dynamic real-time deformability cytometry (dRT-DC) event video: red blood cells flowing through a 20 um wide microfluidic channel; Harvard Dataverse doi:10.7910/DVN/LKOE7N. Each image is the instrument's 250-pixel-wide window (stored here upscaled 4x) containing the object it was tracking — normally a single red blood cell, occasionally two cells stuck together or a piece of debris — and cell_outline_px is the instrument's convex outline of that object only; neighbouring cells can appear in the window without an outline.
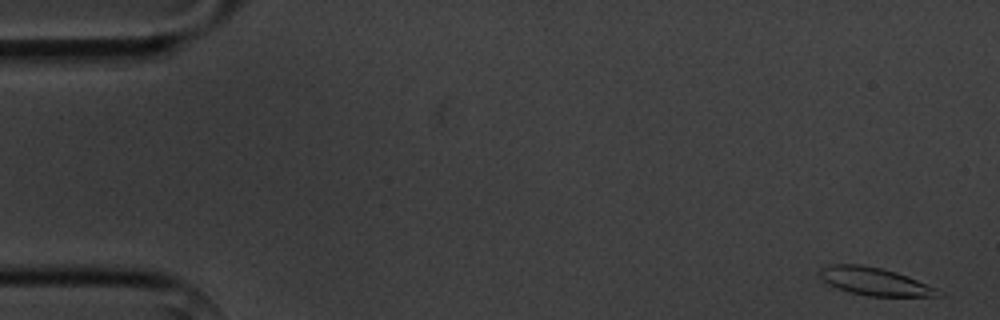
{"species": "common noctule bat (a hibernating species)", "species_latin": "Nyctalus noctula", "temperature_condition": "cold", "stored_images_in_passage": 5, "camera_frame_rate_fps": 3000, "um_per_image_px": 0.085, "animal": {"sex": "male", "body_mass_g": 20.1, "forearm_length_mm": 53.5}, "frame": {"image": 1, "passage_image": 1, "time_ms": 0.0, "image_size_px": [1000, 320], "cell_outline_px": [[944, 292], [940, 296], [868, 296], [848, 292], [836, 288], [828, 284], [816, 272], [820, 268], [828, 264], [860, 264], [880, 268], [896, 272], [908, 276], [936, 288]], "centroid_in_image_um": [74.31, 23.92], "position_along_channel_um": 10.7, "area_um2": 19.31}}